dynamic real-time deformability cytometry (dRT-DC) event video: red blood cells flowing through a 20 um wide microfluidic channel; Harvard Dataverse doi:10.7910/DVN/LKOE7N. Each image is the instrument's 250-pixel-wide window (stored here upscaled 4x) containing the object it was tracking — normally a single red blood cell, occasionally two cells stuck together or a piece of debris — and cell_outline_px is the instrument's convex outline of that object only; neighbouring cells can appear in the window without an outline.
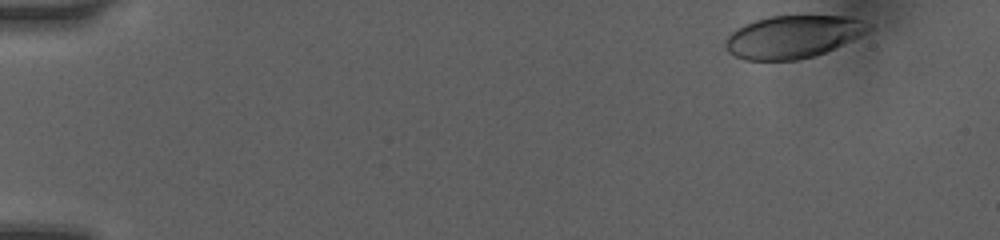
{"species": "human", "species_latin": "Homo sapiens", "temperature_condition": "room temperature", "stored_images_in_passage": 17, "camera_frame_rate_fps": 3000, "um_per_image_px": 0.085, "donor": {"sex": "female"}, "frame": {"image": 1, "passage_image": 1, "time_ms": 0.0, "image_size_px": [1000, 240], "cell_outline_px": [[872, 28], [868, 32], [852, 40], [824, 52], [812, 56], [796, 60], [744, 60], [728, 52], [724, 44], [724, 40], [736, 28], [744, 24], [756, 20], [772, 16], [852, 16], [864, 20], [872, 24]], "centroid_in_image_um": [67.42, 3.11], "position_along_channel_um": 17.6, "area_um2": 35.6}}
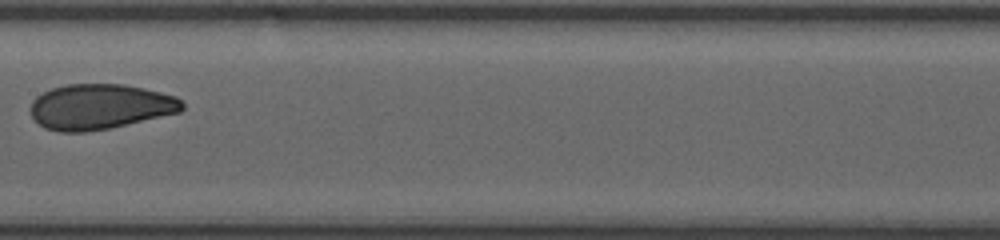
{"frame": {"image": 2, "passage_image": 9, "time_ms": 7.667, "image_size_px": [1000, 240], "cell_outline_px": [[184, 108], [180, 112], [108, 128], [84, 132], [60, 132], [44, 128], [32, 116], [32, 100], [36, 96], [52, 88], [68, 84], [124, 84], [144, 88], [176, 96], [184, 104]], "centroid_in_image_um": [8.5, 9.06], "position_along_channel_um": 198.9, "area_um2": 39.77}}
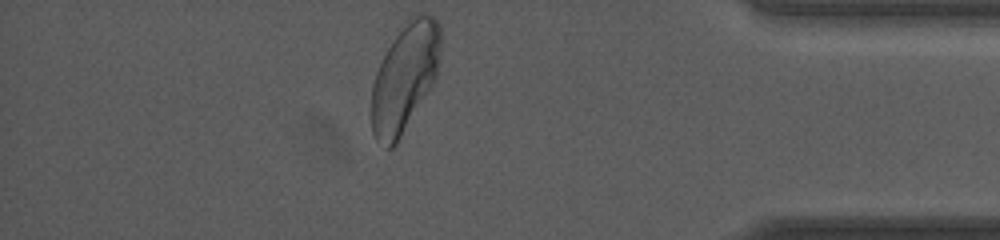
{"frame": {"image": 3, "passage_image": 17, "time_ms": 13.333, "image_size_px": [1000, 240], "cell_outline_px": [[440, 52], [436, 76], [432, 84], [396, 144], [392, 148], [388, 148], [376, 140], [372, 132], [372, 84], [376, 72], [388, 48], [404, 20], [408, 16], [416, 12], [424, 12], [432, 16], [440, 24]], "centroid_in_image_um": [34.4, 6.52], "position_along_channel_um": 400.8, "area_um2": 43.35}, "authors_computed_cell_mechanics": {"area_um2": 39.8242, "velocity_mm_per_s": 4.0924, "shape_relaxation_time_tau1_ms": 4.6939, "shape_relaxation_time_tau2_ms": 0.8965, "deformation_change_tau1": 0.1584, "deformation_change_tau2": 0.0502}}